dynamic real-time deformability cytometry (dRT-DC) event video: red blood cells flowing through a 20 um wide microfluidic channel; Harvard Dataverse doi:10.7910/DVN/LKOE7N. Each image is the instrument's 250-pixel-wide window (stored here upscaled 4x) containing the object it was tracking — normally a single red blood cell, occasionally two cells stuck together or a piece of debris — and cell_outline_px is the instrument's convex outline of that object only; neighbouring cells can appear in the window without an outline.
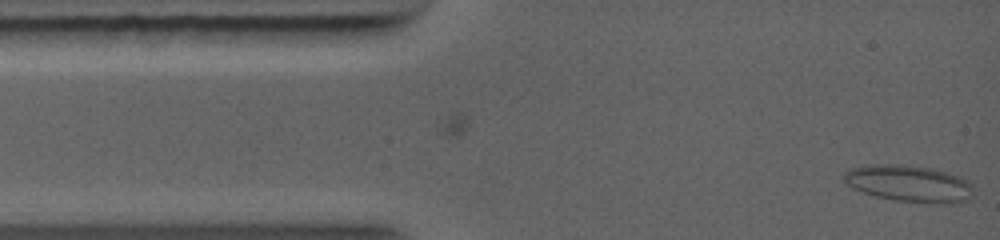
{"species": "common noctule bat (a hibernating species)", "species_latin": "Nyctalus noctula", "temperature_condition": "warm", "stored_images_in_passage": 6, "camera_frame_rate_fps": 5000, "um_per_image_px": 0.085, "animal": {"sex": "female", "body_mass_g": 19.0, "forearm_length_mm": 56.7}, "frame": {"image": 1, "passage_image": 6, "time_ms": 1.2, "image_size_px": [1000, 240], "cell_outline_px": [[972, 188], [968, 196], [964, 200], [944, 204], [896, 200], [876, 196], [852, 188], [844, 180], [844, 172], [848, 168], [864, 164], [900, 164], [932, 168], [948, 172], [960, 176], [968, 180], [972, 184]], "centroid_in_image_um": [77.22, 15.57], "position_along_channel_um": 7.8, "area_um2": 27.63}}